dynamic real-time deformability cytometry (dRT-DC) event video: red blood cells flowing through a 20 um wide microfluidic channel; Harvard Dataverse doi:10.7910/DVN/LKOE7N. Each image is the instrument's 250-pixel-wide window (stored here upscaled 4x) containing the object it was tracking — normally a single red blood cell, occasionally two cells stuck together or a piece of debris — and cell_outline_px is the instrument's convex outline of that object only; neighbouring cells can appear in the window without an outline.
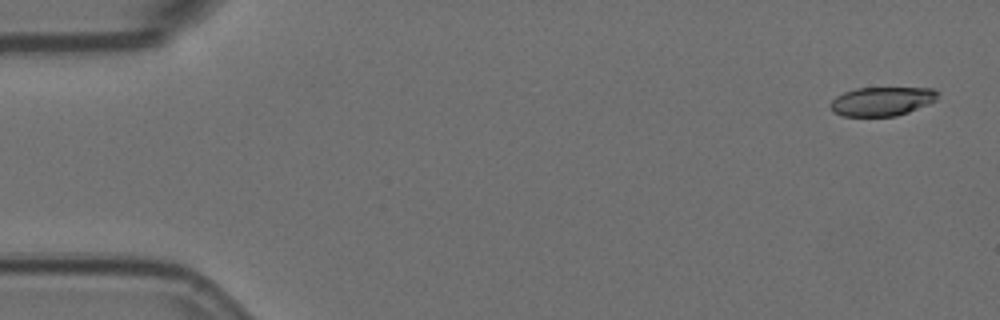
{"species": "Egyptian fruit bat (a non-hibernating species)", "species_latin": "Rousettus aegyptiacus", "temperature_condition": "room temperature", "stored_images_in_passage": 5, "camera_frame_rate_fps": 3000, "um_per_image_px": 0.085, "animal": {"sex": "female"}, "frame": {"image": 1, "passage_image": 1, "time_ms": 0.0, "image_size_px": [1000, 320], "cell_outline_px": [[940, 92], [936, 100], [928, 104], [908, 112], [896, 116], [840, 116], [832, 112], [832, 100], [836, 96], [844, 92], [856, 88], [932, 88]], "centroid_in_image_um": [74.97, 8.61], "position_along_channel_um": 10.0, "area_um2": 18.09}}
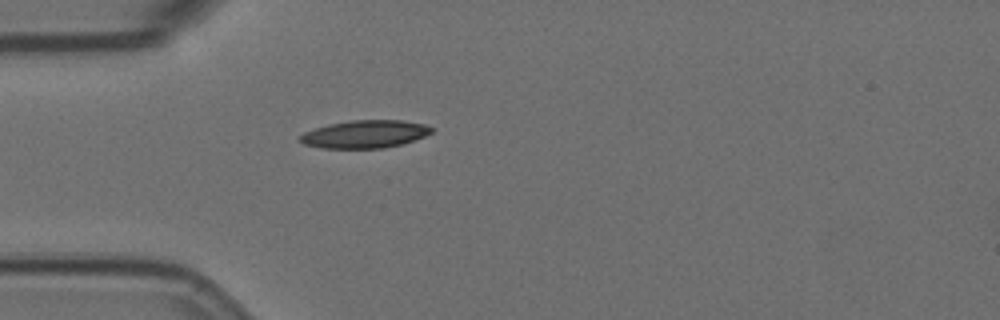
{"frame": {"image": 2, "passage_image": 5, "time_ms": 1.333, "image_size_px": [1000, 320], "cell_outline_px": [[432, 132], [424, 136], [400, 144], [384, 148], [320, 148], [304, 144], [296, 136], [304, 132], [328, 124], [352, 120], [400, 120], [424, 124], [432, 128]], "centroid_in_image_um": [30.96, 11.4], "position_along_channel_um": 54.0, "area_um2": 21.15}}